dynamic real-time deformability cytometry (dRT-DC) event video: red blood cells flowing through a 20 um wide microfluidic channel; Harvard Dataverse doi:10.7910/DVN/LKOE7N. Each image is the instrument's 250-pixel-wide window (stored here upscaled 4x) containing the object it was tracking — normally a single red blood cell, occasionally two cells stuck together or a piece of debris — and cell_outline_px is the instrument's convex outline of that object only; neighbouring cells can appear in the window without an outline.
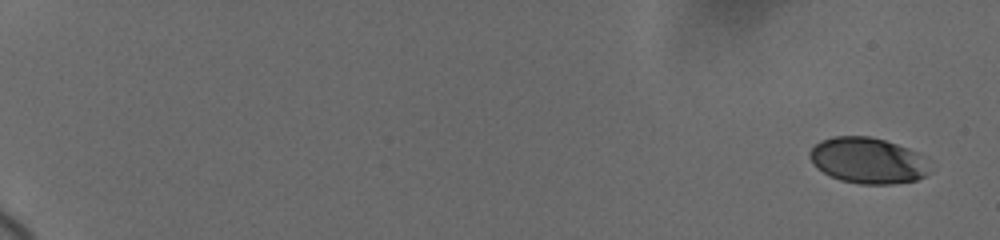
{"species": "human", "species_latin": "Homo sapiens", "temperature_condition": "cold", "stored_images_in_passage": 3, "camera_frame_rate_fps": 3000, "um_per_image_px": 0.085, "donor": {"sex": "female"}, "frame": {"image": 1, "passage_image": 1, "time_ms": 0.0, "image_size_px": [1000, 240], "cell_outline_px": [[932, 172], [916, 180], [892, 184], [860, 184], [840, 180], [816, 168], [812, 164], [808, 156], [808, 152], [820, 140], [832, 136], [868, 136], [884, 140], [920, 152]], "centroid_in_image_um": [73.75, 13.64], "position_along_channel_um": 11.2, "area_um2": 32.37}}